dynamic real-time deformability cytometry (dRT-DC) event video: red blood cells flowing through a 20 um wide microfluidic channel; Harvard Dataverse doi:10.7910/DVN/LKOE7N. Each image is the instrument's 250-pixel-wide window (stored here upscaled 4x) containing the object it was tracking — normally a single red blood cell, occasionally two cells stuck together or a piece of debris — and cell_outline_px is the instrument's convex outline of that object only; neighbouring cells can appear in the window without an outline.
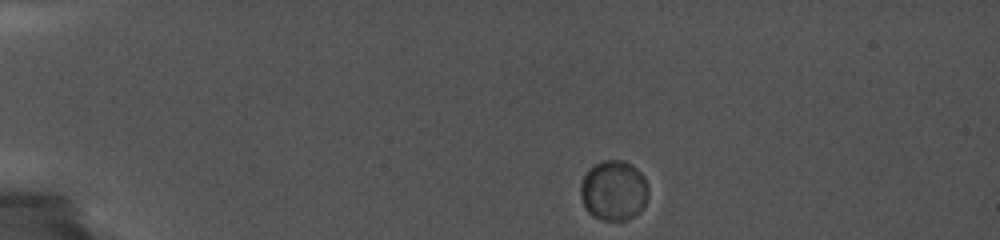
{"species": "common noctule bat (a hibernating species)", "species_latin": "Nyctalus noctula", "temperature_condition": "cold", "stored_images_in_passage": 27, "camera_frame_rate_fps": 5000, "um_per_image_px": 0.085, "animal": {"sex": "female", "body_mass_g": 19.0, "forearm_length_mm": 56.7}, "frame": {"image": 1, "passage_image": 1, "time_ms": 0.0, "image_size_px": [1000, 240], "cell_outline_px": [[648, 196], [644, 208], [640, 212], [624, 220], [604, 220], [592, 216], [588, 212], [580, 196], [580, 184], [588, 168], [604, 160], [624, 160], [632, 164], [644, 176], [648, 188]], "centroid_in_image_um": [52.17, 16.18], "position_along_channel_um": 32.8, "area_um2": 23.93}}
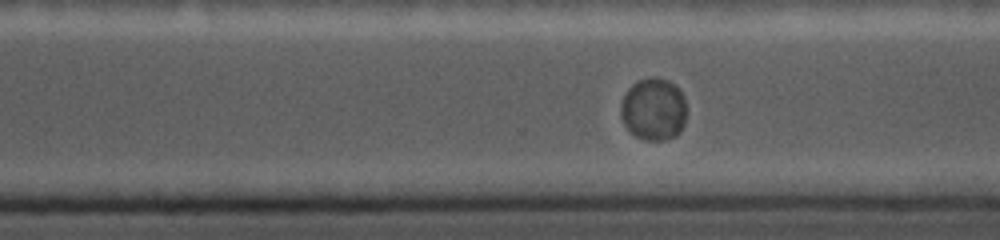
{"frame": {"image": 2, "passage_image": 24, "time_ms": 10.0, "image_size_px": [1000, 240], "cell_outline_px": [[684, 124], [680, 132], [676, 136], [664, 140], [644, 140], [636, 136], [624, 124], [620, 116], [620, 104], [628, 88], [632, 84], [648, 76], [656, 76], [668, 80], [676, 84], [684, 96]], "centroid_in_image_um": [55.54, 9.26], "position_along_channel_um": 315.1, "area_um2": 24.1}}
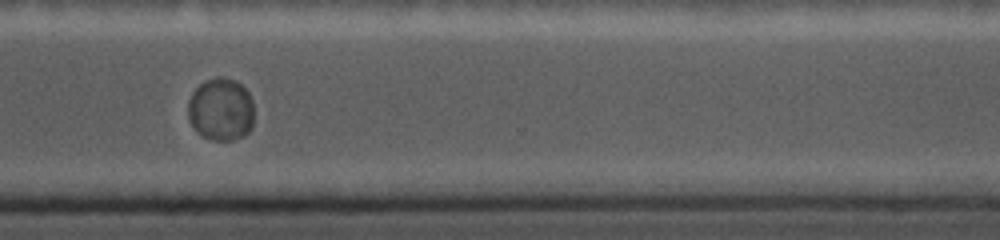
{"frame": {"image": 3, "passage_image": 26, "time_ms": 11.0, "image_size_px": [1000, 240], "cell_outline_px": [[252, 128], [244, 136], [236, 140], [212, 140], [200, 136], [192, 124], [188, 116], [188, 100], [192, 92], [204, 80], [220, 76], [236, 80], [248, 92], [252, 100]], "centroid_in_image_um": [18.77, 9.3], "position_along_channel_um": 351.8, "area_um2": 24.33}}